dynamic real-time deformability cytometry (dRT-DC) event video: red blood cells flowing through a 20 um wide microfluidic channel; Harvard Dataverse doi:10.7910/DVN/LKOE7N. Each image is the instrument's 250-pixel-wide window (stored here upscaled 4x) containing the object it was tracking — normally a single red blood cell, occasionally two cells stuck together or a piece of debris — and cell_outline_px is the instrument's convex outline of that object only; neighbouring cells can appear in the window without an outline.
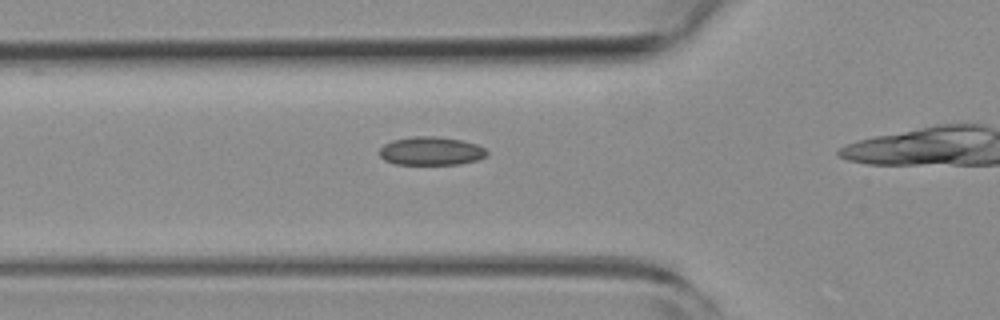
{"species": "common noctule bat (a hibernating species)", "species_latin": "Nyctalus noctula", "temperature_condition": "room temperature", "stored_images_in_passage": 17, "camera_frame_rate_fps": 3000, "um_per_image_px": 0.085, "animal": {"sex": "female", "body_mass_g": 19.3, "forearm_length_mm": 54.1}, "frame": {"image": 1, "passage_image": 12, "time_ms": 3.667, "image_size_px": [1000, 320], "cell_outline_px": [[488, 152], [484, 156], [476, 160], [460, 164], [396, 164], [384, 160], [380, 156], [380, 148], [384, 144], [392, 140], [412, 136], [436, 136], [460, 140], [476, 144], [484, 148]], "centroid_in_image_um": [36.6, 12.83], "position_along_channel_um": 89.2, "area_um2": 17.69}}
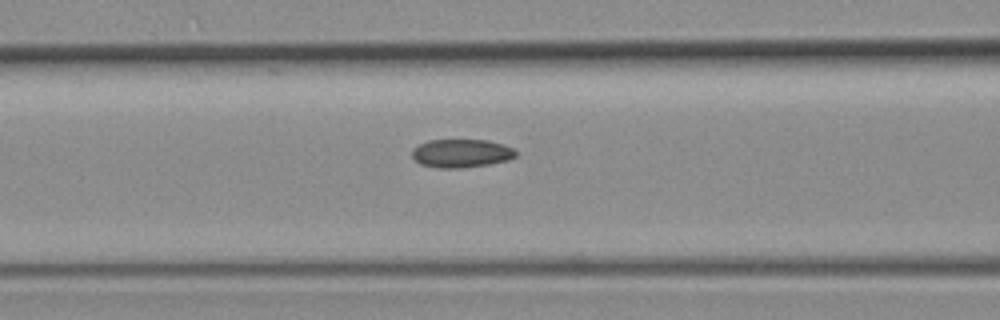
{"frame": {"image": 2, "passage_image": 15, "time_ms": 4.667, "image_size_px": [1000, 320], "cell_outline_px": [[516, 156], [508, 160], [488, 164], [464, 168], [436, 168], [420, 164], [412, 156], [412, 148], [428, 140], [488, 140], [504, 144], [512, 148], [516, 152]], "centroid_in_image_um": [39.2, 13.03], "position_along_channel_um": 127.4, "area_um2": 17.22}}